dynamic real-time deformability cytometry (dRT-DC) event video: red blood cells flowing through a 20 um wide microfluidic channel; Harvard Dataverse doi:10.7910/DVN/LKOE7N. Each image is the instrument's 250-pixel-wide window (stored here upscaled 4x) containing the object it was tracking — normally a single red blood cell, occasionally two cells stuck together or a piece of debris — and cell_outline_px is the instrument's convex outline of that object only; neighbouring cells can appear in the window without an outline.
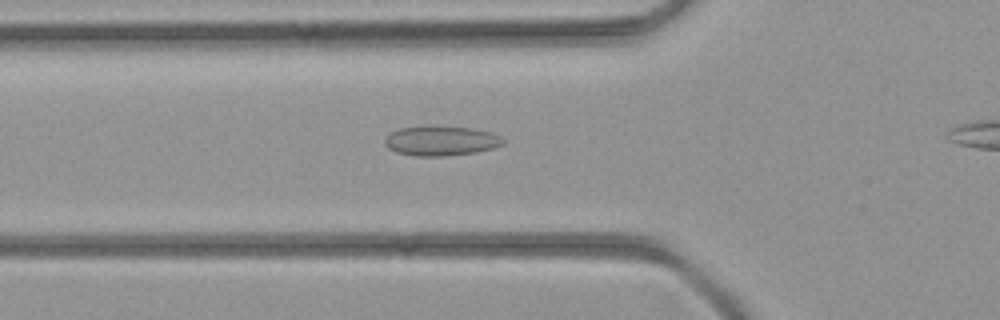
{"species": "common noctule bat (a hibernating species)", "species_latin": "Nyctalus noctula", "temperature_condition": "room temperature", "stored_images_in_passage": 25, "camera_frame_rate_fps": 3000, "um_per_image_px": 0.085, "animal": {"sex": "female", "body_mass_g": 21.9}, "frame": {"image": 1, "passage_image": 5, "time_ms": 1.333, "image_size_px": [1000, 320], "cell_outline_px": [[504, 144], [496, 148], [476, 152], [444, 156], [416, 156], [396, 152], [388, 148], [384, 144], [384, 140], [388, 132], [400, 128], [472, 128], [492, 132], [500, 136], [504, 140]], "centroid_in_image_um": [37.5, 12.0], "position_along_channel_um": 88.3, "area_um2": 20.11}}
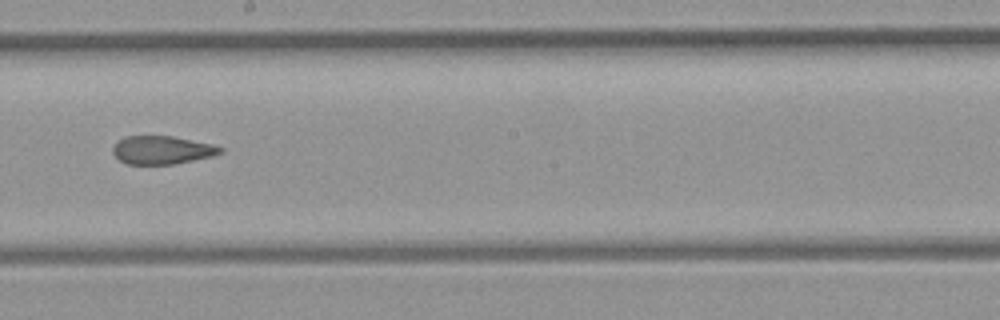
{"frame": {"image": 2, "passage_image": 14, "time_ms": 4.333, "image_size_px": [1000, 320], "cell_outline_px": [[224, 152], [212, 156], [172, 164], [128, 164], [120, 160], [112, 152], [112, 148], [124, 136], [172, 136], [212, 144], [224, 148]], "centroid_in_image_um": [13.79, 12.75], "position_along_channel_um": 234.4, "area_um2": 17.51}}
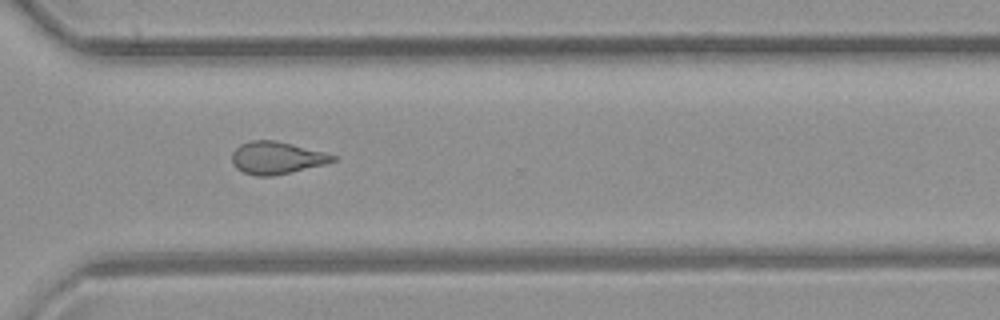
{"frame": {"image": 3, "passage_image": 21, "time_ms": 6.667, "image_size_px": [1000, 320], "cell_outline_px": [[336, 160], [324, 164], [272, 176], [256, 176], [244, 172], [236, 168], [232, 164], [232, 152], [240, 144], [248, 140], [276, 140], [324, 152], [336, 156]], "centroid_in_image_um": [23.47, 13.4], "position_along_channel_um": 347.1, "area_um2": 18.9}}